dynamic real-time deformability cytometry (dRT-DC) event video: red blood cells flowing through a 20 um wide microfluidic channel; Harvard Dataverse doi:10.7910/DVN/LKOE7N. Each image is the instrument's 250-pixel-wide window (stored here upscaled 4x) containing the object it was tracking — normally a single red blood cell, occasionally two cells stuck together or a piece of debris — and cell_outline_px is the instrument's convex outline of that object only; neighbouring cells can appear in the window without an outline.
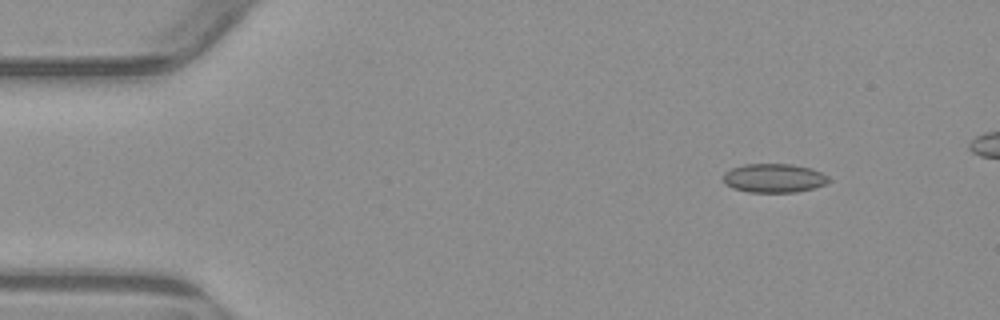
{"species": "common noctule bat (a hibernating species)", "species_latin": "Nyctalus noctula", "temperature_condition": "warm", "stored_images_in_passage": 5, "camera_frame_rate_fps": 3000, "um_per_image_px": 0.085, "animal": {"sex": "male", "body_mass_g": 23.1, "forearm_length_mm": 52.7}, "frame": {"image": 1, "passage_image": 1, "time_ms": 0.0, "image_size_px": [1000, 320], "cell_outline_px": [[832, 180], [824, 184], [812, 188], [796, 192], [748, 192], [732, 188], [724, 184], [724, 172], [732, 168], [744, 164], [792, 164], [812, 168], [828, 176]], "centroid_in_image_um": [65.78, 15.13], "position_along_channel_um": 19.2, "area_um2": 17.8}}
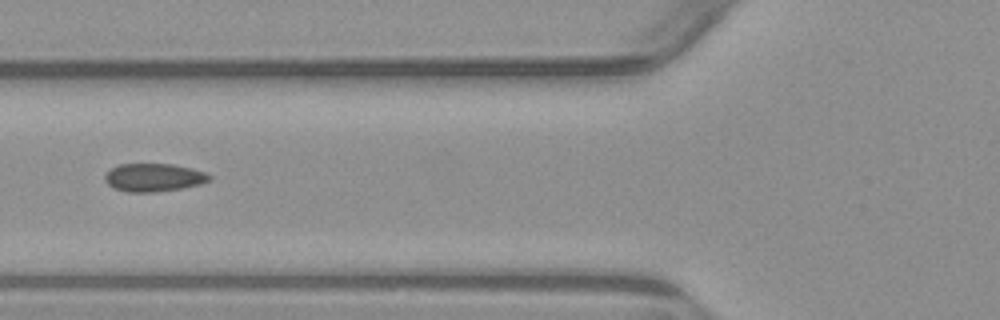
{"frame": {"image": 2, "passage_image": 5, "time_ms": 4.667, "image_size_px": [1000, 320], "cell_outline_px": [[212, 180], [200, 184], [184, 188], [156, 192], [128, 192], [116, 188], [108, 184], [104, 180], [104, 176], [116, 164], [172, 164], [192, 168], [204, 172], [212, 176]], "centroid_in_image_um": [13.1, 15.08], "position_along_channel_um": 112.7, "area_um2": 17.17}}